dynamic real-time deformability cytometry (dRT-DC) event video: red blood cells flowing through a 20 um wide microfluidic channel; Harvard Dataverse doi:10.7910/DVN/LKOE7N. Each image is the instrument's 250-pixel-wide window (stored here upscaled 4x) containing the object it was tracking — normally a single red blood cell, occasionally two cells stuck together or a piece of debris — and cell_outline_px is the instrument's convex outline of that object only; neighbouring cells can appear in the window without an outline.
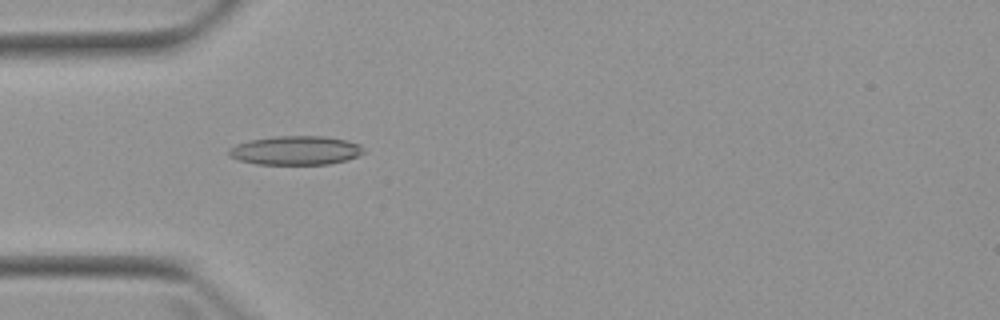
{"species": "Egyptian fruit bat (a non-hibernating species)", "species_latin": "Rousettus aegyptiacus", "temperature_condition": "warm", "stored_images_in_passage": 6, "camera_frame_rate_fps": 3000, "um_per_image_px": 0.085, "animal": {"sex": "female"}, "frame": {"image": 1, "passage_image": 5, "time_ms": 5.0, "image_size_px": [1000, 320], "cell_outline_px": [[364, 152], [356, 156], [344, 160], [328, 164], [256, 164], [240, 160], [228, 156], [228, 148], [236, 144], [248, 140], [276, 136], [324, 136], [344, 140], [360, 144]], "centroid_in_image_um": [25.07, 12.78], "position_along_channel_um": 59.9, "area_um2": 22.6}}
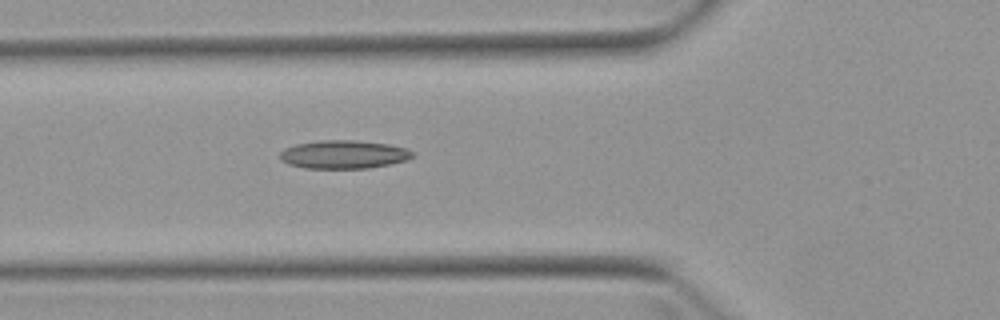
{"frame": {"image": 2, "passage_image": 6, "time_ms": 6.0, "image_size_px": [1000, 320], "cell_outline_px": [[416, 156], [408, 160], [368, 168], [304, 168], [288, 164], [280, 160], [280, 152], [284, 148], [296, 144], [320, 140], [356, 140], [388, 144], [408, 148], [416, 152]], "centroid_in_image_um": [29.25, 13.12], "position_along_channel_um": 96.6, "area_um2": 22.14}}